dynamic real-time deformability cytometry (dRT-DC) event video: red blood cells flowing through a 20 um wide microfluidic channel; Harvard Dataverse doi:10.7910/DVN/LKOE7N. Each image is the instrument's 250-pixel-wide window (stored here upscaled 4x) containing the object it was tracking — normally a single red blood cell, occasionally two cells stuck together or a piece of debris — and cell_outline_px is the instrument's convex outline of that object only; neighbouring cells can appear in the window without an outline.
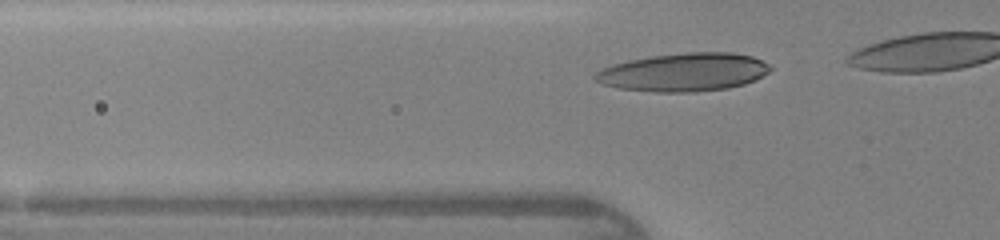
{"species": "human", "species_latin": "Homo sapiens", "temperature_condition": "warm", "stored_images_in_passage": 10, "camera_frame_rate_fps": 3000, "um_per_image_px": 0.085, "donor": {"sex": "female"}, "frame": {"image": 1, "passage_image": 5, "time_ms": 1.333, "image_size_px": [1000, 240], "cell_outline_px": [[772, 68], [768, 72], [756, 80], [744, 84], [728, 88], [692, 92], [656, 92], [620, 88], [604, 84], [596, 80], [592, 76], [596, 72], [612, 64], [628, 60], [652, 56], [688, 52], [732, 52], [752, 56], [768, 64]], "centroid_in_image_um": [58.14, 6.13], "position_along_channel_um": 67.7, "area_um2": 38.9}}
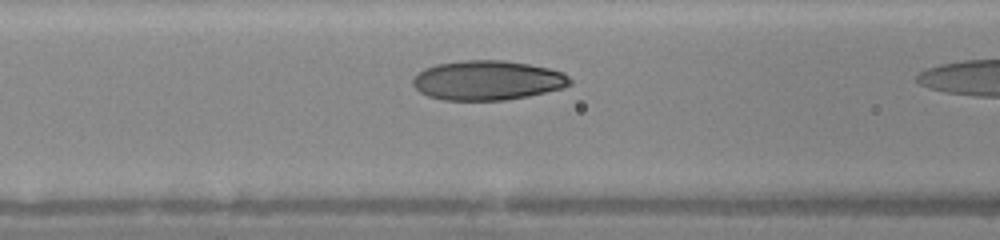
{"frame": {"image": 2, "passage_image": 9, "time_ms": 2.667, "image_size_px": [1000, 240], "cell_outline_px": [[572, 84], [560, 88], [528, 96], [504, 100], [444, 100], [428, 96], [420, 92], [412, 84], [412, 80], [424, 68], [436, 64], [464, 60], [504, 60], [528, 64], [548, 68], [564, 72], [572, 80]], "centroid_in_image_um": [41.43, 6.82], "position_along_channel_um": 125.2, "area_um2": 36.13}}